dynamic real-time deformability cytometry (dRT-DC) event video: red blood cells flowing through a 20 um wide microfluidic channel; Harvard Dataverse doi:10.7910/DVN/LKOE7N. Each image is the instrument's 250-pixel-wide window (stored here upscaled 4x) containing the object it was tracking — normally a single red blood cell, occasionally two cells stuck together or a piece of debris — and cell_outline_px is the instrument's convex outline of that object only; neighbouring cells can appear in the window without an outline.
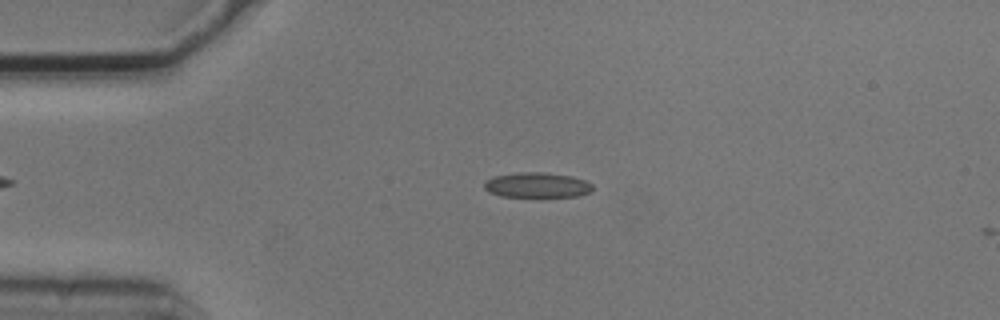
{"species": "common noctule bat (a hibernating species)", "species_latin": "Nyctalus noctula", "temperature_condition": "cold", "stored_images_in_passage": 2, "camera_frame_rate_fps": 3000, "um_per_image_px": 0.085, "animal": {"sex": "male", "body_mass_g": 20.5, "forearm_length_mm": 52.5}, "frame": {"image": 1, "passage_image": 1, "time_ms": 0.0, "image_size_px": [1000, 320], "cell_outline_px": [[592, 192], [580, 196], [500, 196], [488, 192], [484, 188], [484, 180], [492, 176], [516, 172], [540, 172], [572, 176], [584, 180], [592, 184]], "centroid_in_image_um": [45.61, 15.72], "position_along_channel_um": 39.4, "area_um2": 15.95}}